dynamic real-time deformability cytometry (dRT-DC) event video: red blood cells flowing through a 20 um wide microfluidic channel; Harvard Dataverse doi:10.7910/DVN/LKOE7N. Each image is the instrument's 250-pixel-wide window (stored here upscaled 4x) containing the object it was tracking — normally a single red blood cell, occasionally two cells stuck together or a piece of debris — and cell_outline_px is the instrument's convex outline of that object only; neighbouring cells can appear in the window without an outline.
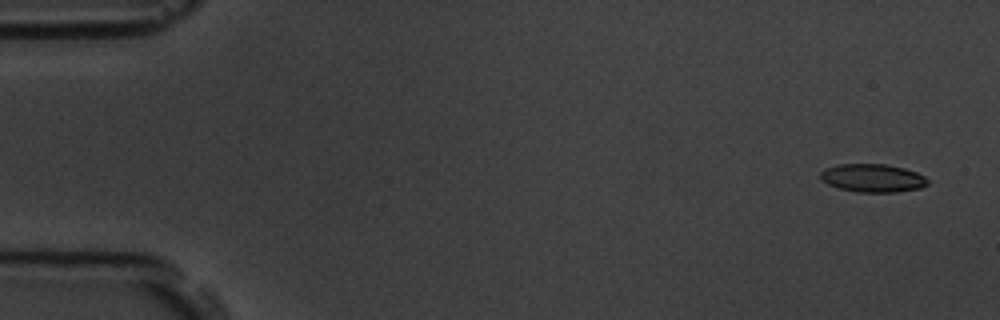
{"species": "common noctule bat (a hibernating species)", "species_latin": "Nyctalus noctula", "temperature_condition": "room temperature", "stored_images_in_passage": 10, "camera_frame_rate_fps": 3000, "um_per_image_px": 0.085, "animal": {"sex": "male", "body_mass_g": 19.5, "forearm_length_mm": 54.6}, "frame": {"image": 1, "passage_image": 1, "time_ms": 0.0, "image_size_px": [1000, 320], "cell_outline_px": [[928, 184], [920, 188], [896, 192], [856, 192], [840, 188], [828, 184], [820, 180], [820, 172], [824, 168], [836, 164], [884, 164], [904, 168], [916, 172], [924, 176], [928, 180]], "centroid_in_image_um": [74.14, 15.13], "position_along_channel_um": 10.9, "area_um2": 17.69}}
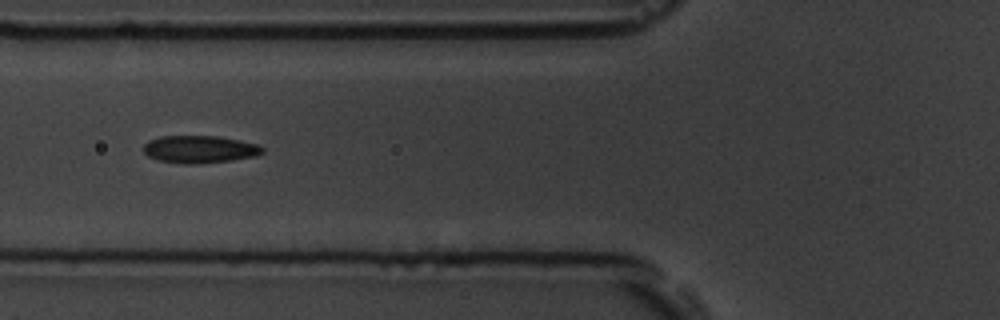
{"frame": {"image": 2, "passage_image": 6, "time_ms": 6.333, "image_size_px": [1000, 320], "cell_outline_px": [[264, 152], [256, 156], [232, 160], [196, 164], [184, 164], [156, 160], [148, 156], [144, 152], [144, 144], [148, 140], [160, 136], [216, 136], [260, 144], [264, 148]], "centroid_in_image_um": [16.97, 12.69], "position_along_channel_um": 108.8, "area_um2": 19.19}}
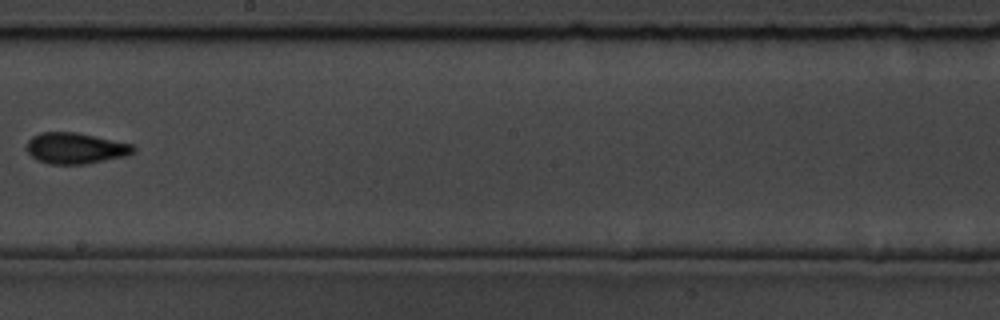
{"frame": {"image": 3, "passage_image": 9, "time_ms": 10.0, "image_size_px": [1000, 320], "cell_outline_px": [[136, 152], [128, 156], [88, 164], [48, 164], [36, 160], [28, 152], [28, 140], [32, 136], [40, 132], [76, 132], [132, 144], [136, 148]], "centroid_in_image_um": [6.45, 12.61], "position_along_channel_um": 241.7, "area_um2": 19.48}}